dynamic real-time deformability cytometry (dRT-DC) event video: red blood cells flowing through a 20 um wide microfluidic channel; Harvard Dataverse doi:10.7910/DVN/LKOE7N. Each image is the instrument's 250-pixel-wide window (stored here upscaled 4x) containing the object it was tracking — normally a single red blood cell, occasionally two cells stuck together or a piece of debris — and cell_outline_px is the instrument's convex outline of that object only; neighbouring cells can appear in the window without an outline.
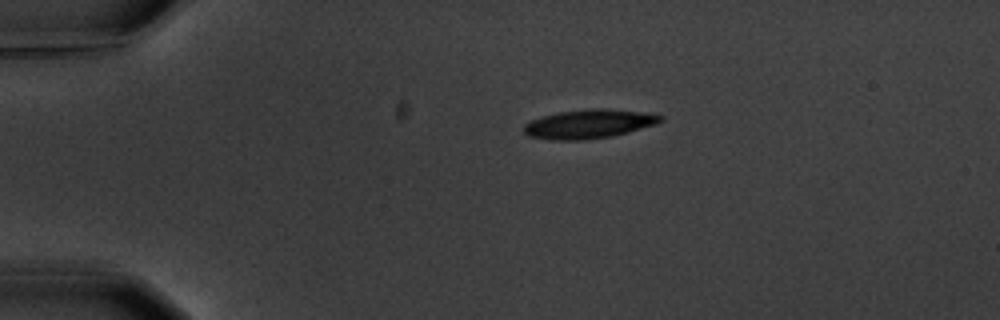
{"species": "common noctule bat (a hibernating species)", "species_latin": "Nyctalus noctula", "temperature_condition": "warm", "stored_images_in_passage": 3, "camera_frame_rate_fps": 3000, "um_per_image_px": 0.085, "animal": {"sex": "male", "body_mass_g": 20.1, "forearm_length_mm": 53.5}, "frame": {"image": 1, "passage_image": 1, "time_ms": 0.0, "image_size_px": [1000, 320], "cell_outline_px": [[664, 120], [656, 124], [628, 132], [612, 136], [584, 140], [552, 140], [528, 136], [524, 132], [524, 124], [532, 120], [544, 116], [560, 112], [592, 108], [604, 108], [640, 112], [664, 116]], "centroid_in_image_um": [50.06, 10.54], "position_along_channel_um": 34.9, "area_um2": 22.89}}
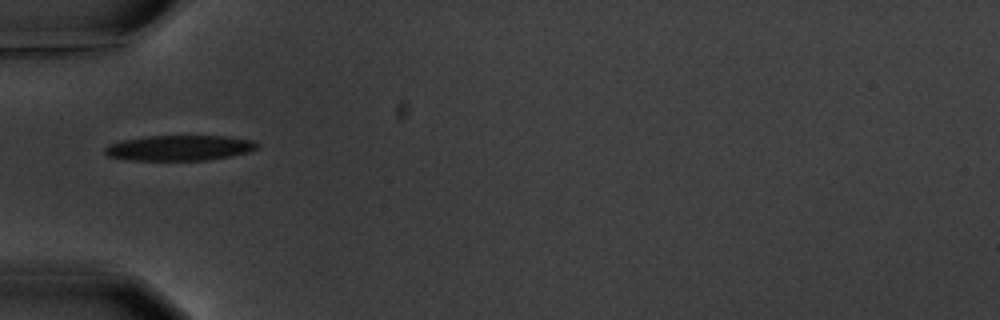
{"frame": {"image": 2, "passage_image": 3, "time_ms": 2.333, "image_size_px": [1000, 320], "cell_outline_px": [[260, 144], [256, 148], [248, 152], [232, 156], [208, 160], [132, 160], [108, 156], [104, 152], [104, 148], [108, 144], [120, 140], [148, 136], [228, 136], [256, 140]], "centroid_in_image_um": [15.28, 12.56], "position_along_channel_um": 69.7, "area_um2": 22.72}}